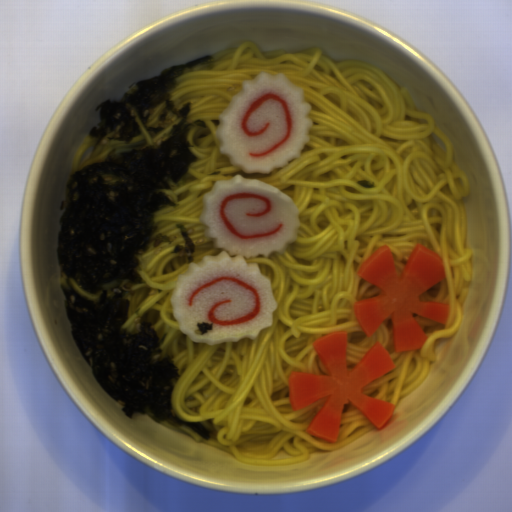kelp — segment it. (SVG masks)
<instances>
[{"mask_svg":"<svg viewBox=\"0 0 512 512\" xmlns=\"http://www.w3.org/2000/svg\"><path fill=\"white\" fill-rule=\"evenodd\" d=\"M214 56L197 57L186 64L167 66L156 76L129 85L120 98H108L94 110L99 122L88 136L126 141L143 133H160L168 115L180 119L172 134L158 147L146 146L119 153L108 152L104 161L88 163L67 179V207L60 216L56 238L59 286L71 337L91 368V374L121 407L126 418L149 416L155 422L186 426L202 440L216 431L212 420L186 422L177 417L172 396L181 378L171 355H164L167 333L156 331L161 313L147 308L137 333L123 325L129 318L132 287L142 278L138 256L146 254L159 230L155 216L177 206L164 190L180 182L198 158L187 140L190 129L208 128L204 120L189 121L192 103L178 108L172 93L179 77L192 70H211ZM158 127L145 126L152 110L164 103ZM98 295L85 298L69 284Z\"/></svg>","mask_w":512,"mask_h":512,"instance_id":"obj_1","label":"kelp"},{"mask_svg":"<svg viewBox=\"0 0 512 512\" xmlns=\"http://www.w3.org/2000/svg\"><path fill=\"white\" fill-rule=\"evenodd\" d=\"M176 227L179 229L180 233L183 236L185 246L176 244L172 252L178 253V255L181 258L182 263L183 262H192V261H194V253L196 251L195 244L191 240V238L188 236L185 226H183L180 223V224H176Z\"/></svg>","mask_w":512,"mask_h":512,"instance_id":"obj_2","label":"kelp"},{"mask_svg":"<svg viewBox=\"0 0 512 512\" xmlns=\"http://www.w3.org/2000/svg\"><path fill=\"white\" fill-rule=\"evenodd\" d=\"M161 243H172L171 242V239L169 236H167L166 234H162V232H159L158 234H156L153 238V241H152V246L154 248H157Z\"/></svg>","mask_w":512,"mask_h":512,"instance_id":"obj_3","label":"kelp"},{"mask_svg":"<svg viewBox=\"0 0 512 512\" xmlns=\"http://www.w3.org/2000/svg\"><path fill=\"white\" fill-rule=\"evenodd\" d=\"M197 328L199 329V334H205L208 331H212L213 323L208 324V322L202 321L201 323H197Z\"/></svg>","mask_w":512,"mask_h":512,"instance_id":"obj_4","label":"kelp"},{"mask_svg":"<svg viewBox=\"0 0 512 512\" xmlns=\"http://www.w3.org/2000/svg\"><path fill=\"white\" fill-rule=\"evenodd\" d=\"M357 185L365 188H372L376 187L373 182H370L369 180H358L356 181Z\"/></svg>","mask_w":512,"mask_h":512,"instance_id":"obj_5","label":"kelp"},{"mask_svg":"<svg viewBox=\"0 0 512 512\" xmlns=\"http://www.w3.org/2000/svg\"><path fill=\"white\" fill-rule=\"evenodd\" d=\"M211 123L214 125V126H217L219 127L221 121L219 119H210Z\"/></svg>","mask_w":512,"mask_h":512,"instance_id":"obj_6","label":"kelp"}]
</instances>
